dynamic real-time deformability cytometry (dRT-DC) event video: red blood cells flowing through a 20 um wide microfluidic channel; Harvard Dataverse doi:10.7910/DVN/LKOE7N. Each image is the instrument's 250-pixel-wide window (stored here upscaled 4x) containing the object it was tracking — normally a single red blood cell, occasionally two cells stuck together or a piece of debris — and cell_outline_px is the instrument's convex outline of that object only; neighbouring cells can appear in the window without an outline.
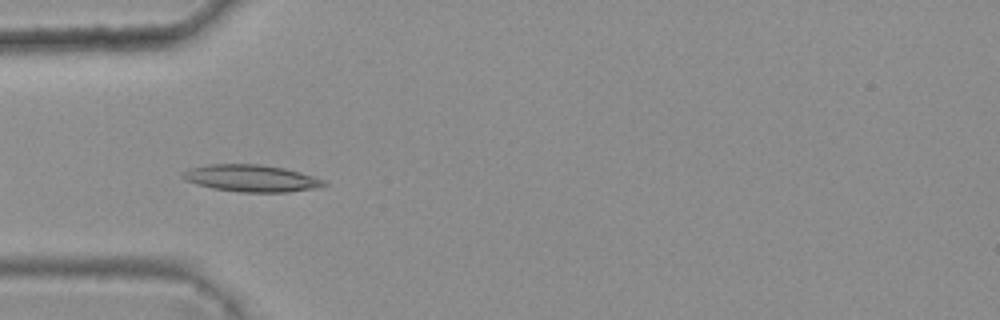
{"species": "common noctule bat (a hibernating species)", "species_latin": "Nyctalus noctula", "temperature_condition": "warm", "stored_images_in_passage": 6, "camera_frame_rate_fps": 3000, "um_per_image_px": 0.085, "animal": {"sex": "female", "body_mass_g": 25.1}, "frame": {"image": 1, "passage_image": 3, "time_ms": 0.667, "image_size_px": [1000, 320], "cell_outline_px": [[328, 184], [316, 188], [288, 192], [240, 192], [212, 188], [196, 184], [184, 180], [180, 176], [180, 172], [188, 168], [208, 164], [260, 164], [284, 168], [300, 172], [324, 180]], "centroid_in_image_um": [21.3, 15.15], "position_along_channel_um": 63.7, "area_um2": 22.37}}
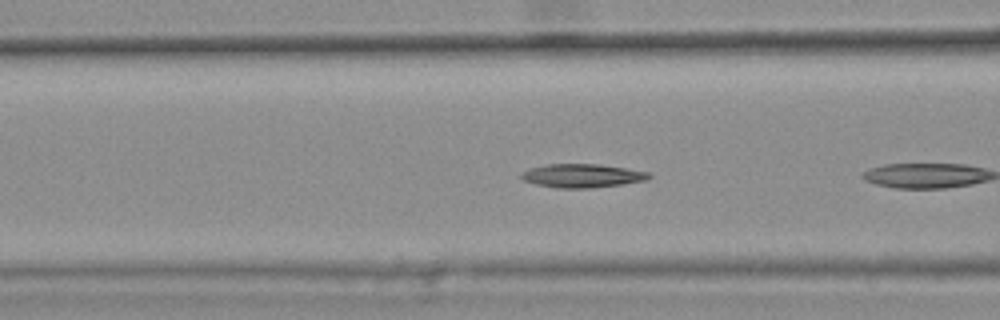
{"frame": {"image": 2, "passage_image": 5, "time_ms": 1.333, "image_size_px": [1000, 320], "cell_outline_px": [[652, 176], [648, 180], [624, 184], [592, 188], [556, 188], [536, 184], [524, 180], [520, 176], [520, 172], [528, 168], [548, 164], [600, 164], [648, 172]], "centroid_in_image_um": [49.47, 14.94], "position_along_channel_um": 117.1, "area_um2": 17.69}}